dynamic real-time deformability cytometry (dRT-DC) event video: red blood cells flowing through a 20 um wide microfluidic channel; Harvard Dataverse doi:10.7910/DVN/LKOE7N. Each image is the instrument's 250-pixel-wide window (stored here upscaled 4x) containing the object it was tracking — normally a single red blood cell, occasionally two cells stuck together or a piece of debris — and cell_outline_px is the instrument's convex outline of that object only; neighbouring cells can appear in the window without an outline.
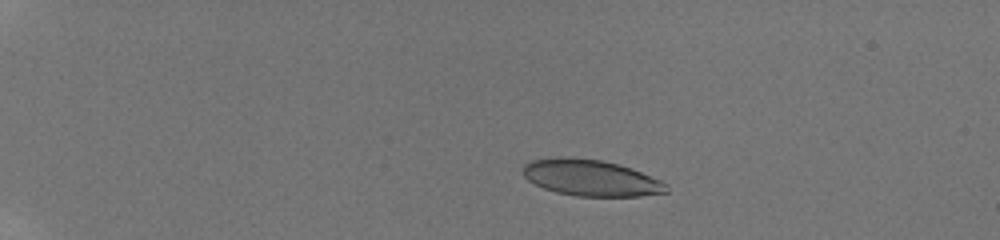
{"species": "human", "species_latin": "Homo sapiens", "temperature_condition": "room temperature", "stored_images_in_passage": 13, "camera_frame_rate_fps": 3000, "um_per_image_px": 0.085, "donor": {"sex": "male"}, "frame": {"image": 1, "passage_image": 5, "time_ms": 3.0, "image_size_px": [1000, 240], "cell_outline_px": [[668, 192], [640, 196], [576, 196], [556, 192], [544, 188], [528, 180], [520, 172], [524, 164], [532, 160], [560, 156], [604, 160], [620, 164], [632, 168], [660, 180], [668, 184]], "centroid_in_image_um": [50.21, 15.1], "position_along_channel_um": 34.8, "area_um2": 30.58}}
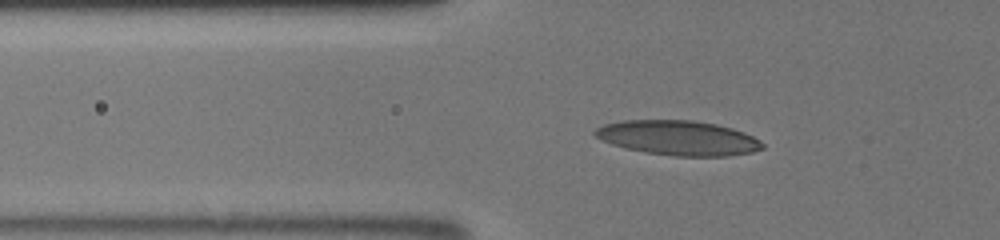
{"frame": {"image": 2, "passage_image": 11, "time_ms": 6.0, "image_size_px": [1000, 240], "cell_outline_px": [[764, 148], [752, 152], [728, 156], [676, 156], [644, 152], [612, 144], [596, 136], [592, 132], [596, 128], [604, 124], [624, 120], [692, 120], [716, 124], [732, 128], [744, 132], [760, 140], [764, 144]], "centroid_in_image_um": [57.68, 11.72], "position_along_channel_um": 68.1, "area_um2": 33.76}}
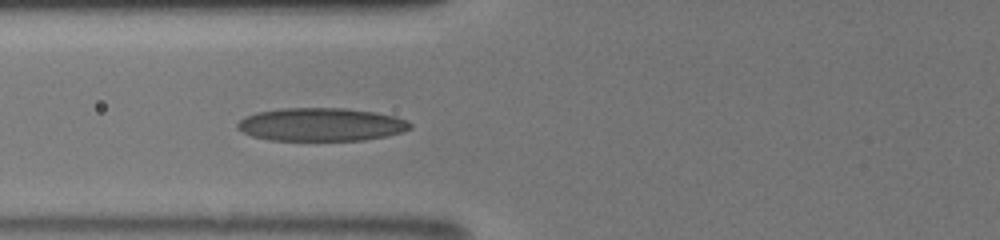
{"frame": {"image": 3, "passage_image": 13, "time_ms": 7.0, "image_size_px": [1000, 240], "cell_outline_px": [[412, 128], [400, 132], [384, 136], [364, 140], [268, 140], [252, 136], [236, 128], [236, 124], [244, 116], [256, 112], [280, 108], [344, 108], [376, 112], [396, 116], [408, 120], [412, 124]], "centroid_in_image_um": [27.28, 10.57], "position_along_channel_um": 98.5, "area_um2": 33.52}}